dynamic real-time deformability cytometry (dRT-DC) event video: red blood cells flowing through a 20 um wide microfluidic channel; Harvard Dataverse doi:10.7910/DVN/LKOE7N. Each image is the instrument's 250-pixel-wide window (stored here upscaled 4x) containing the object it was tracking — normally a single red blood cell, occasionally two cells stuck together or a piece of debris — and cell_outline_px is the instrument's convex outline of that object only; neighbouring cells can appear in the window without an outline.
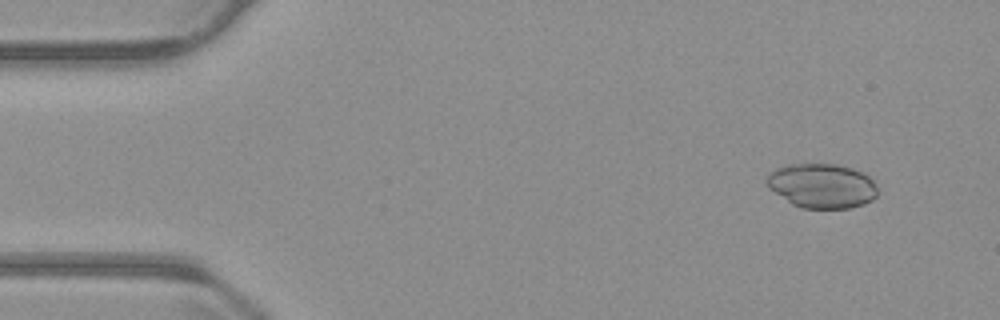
{"species": "common noctule bat (a hibernating species)", "species_latin": "Nyctalus noctula", "temperature_condition": "warm", "stored_images_in_passage": 54, "camera_frame_rate_fps": 3000, "um_per_image_px": 0.085, "animal": {"sex": "male", "body_mass_g": 23.1, "forearm_length_mm": 52.7}, "frame": {"image": 1, "passage_image": 4, "time_ms": 1.0, "image_size_px": [1000, 320], "cell_outline_px": [[876, 196], [872, 200], [864, 204], [848, 208], [800, 208], [792, 204], [768, 188], [764, 180], [768, 172], [776, 168], [788, 164], [836, 164], [852, 168], [864, 172], [876, 184]], "centroid_in_image_um": [69.82, 15.78], "position_along_channel_um": 15.2, "area_um2": 29.02}}
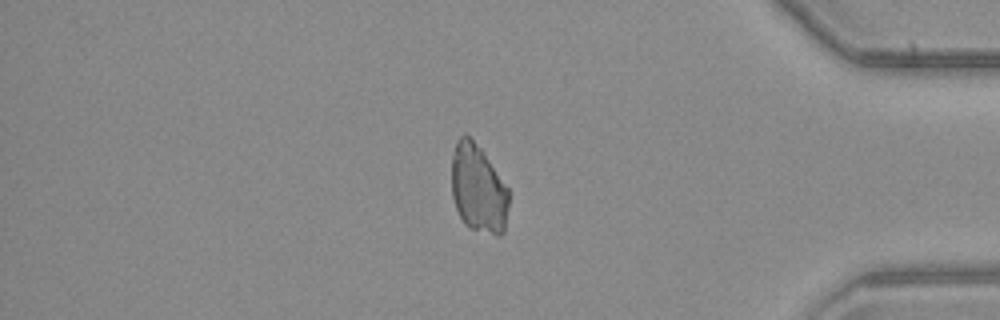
{"frame": {"image": 2, "passage_image": 45, "time_ms": 14.667, "image_size_px": [1000, 320], "cell_outline_px": [[508, 208], [504, 232], [500, 236], [496, 236], [468, 228], [464, 224], [456, 208], [452, 196], [452, 156], [456, 140], [464, 132], [484, 152], [508, 188]], "centroid_in_image_um": [40.64, 16.06], "position_along_channel_um": 394.6, "area_um2": 29.59}}